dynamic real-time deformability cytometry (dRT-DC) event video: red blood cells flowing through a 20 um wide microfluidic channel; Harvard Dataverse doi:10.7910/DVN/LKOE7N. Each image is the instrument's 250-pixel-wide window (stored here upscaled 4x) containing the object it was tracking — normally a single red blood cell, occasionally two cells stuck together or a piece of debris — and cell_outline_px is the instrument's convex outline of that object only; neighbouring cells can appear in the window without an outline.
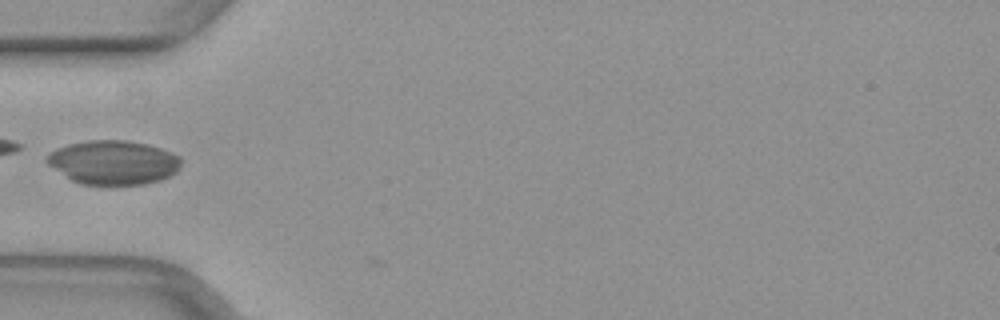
{"species": "common noctule bat (a hibernating species)", "species_latin": "Nyctalus noctula", "temperature_condition": "warm", "stored_images_in_passage": 3, "camera_frame_rate_fps": 3000, "um_per_image_px": 0.085, "animal": {"sex": "female", "body_mass_g": 29.2, "forearm_length_mm": 56.3}, "frame": {"image": 1, "passage_image": 2, "time_ms": 0.333, "image_size_px": [1000, 320], "cell_outline_px": [[184, 160], [180, 168], [176, 172], [160, 180], [144, 184], [80, 184], [72, 180], [48, 164], [44, 160], [52, 152], [68, 144], [88, 140], [124, 140], [148, 144], [172, 152], [180, 156]], "centroid_in_image_um": [9.7, 13.8], "position_along_channel_um": 75.3, "area_um2": 34.33}}